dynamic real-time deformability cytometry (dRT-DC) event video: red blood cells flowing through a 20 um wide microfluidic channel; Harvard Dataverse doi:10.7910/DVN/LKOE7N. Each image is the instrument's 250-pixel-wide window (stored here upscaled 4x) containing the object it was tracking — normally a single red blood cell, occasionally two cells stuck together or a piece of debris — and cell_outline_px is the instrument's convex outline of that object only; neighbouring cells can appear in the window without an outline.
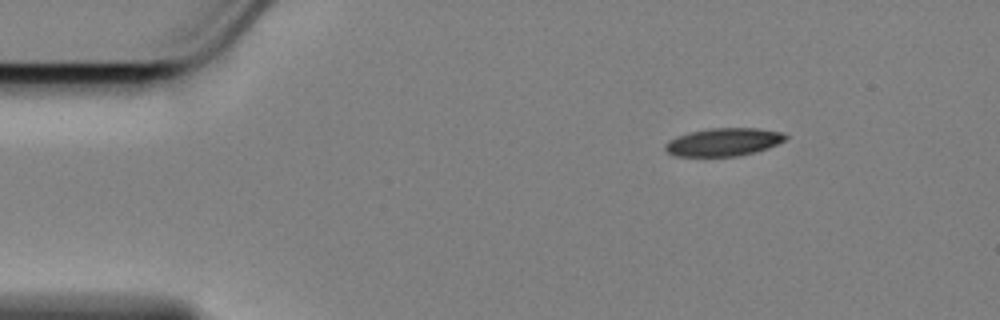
{"species": "Egyptian fruit bat (a non-hibernating species)", "species_latin": "Rousettus aegyptiacus", "temperature_condition": "cold", "stored_images_in_passage": 51, "camera_frame_rate_fps": 3000, "um_per_image_px": 0.085, "animal": {"sex": "female"}, "frame": {"image": 1, "passage_image": 1, "time_ms": 0.0, "image_size_px": [1000, 320], "cell_outline_px": [[788, 136], [784, 140], [768, 148], [756, 152], [736, 156], [676, 156], [668, 152], [664, 148], [664, 144], [668, 140], [676, 136], [688, 132], [712, 128], [760, 128], [784, 132]], "centroid_in_image_um": [61.5, 12.06], "position_along_channel_um": 23.5, "area_um2": 19.71}}
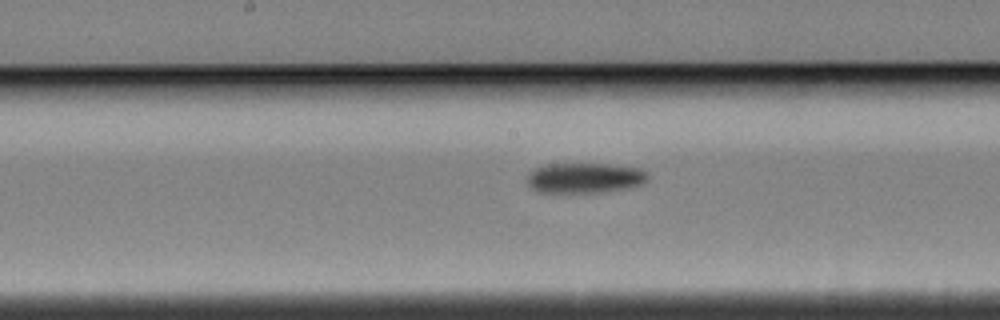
{"frame": {"image": 2, "passage_image": 22, "time_ms": 7.0, "image_size_px": [1000, 320], "cell_outline_px": [[648, 180], [640, 184], [628, 188], [604, 192], [536, 192], [528, 184], [528, 172], [532, 168], [548, 164], [608, 164], [640, 168], [648, 172]], "centroid_in_image_um": [49.7, 15.12], "position_along_channel_um": 198.5, "area_um2": 21.39}}
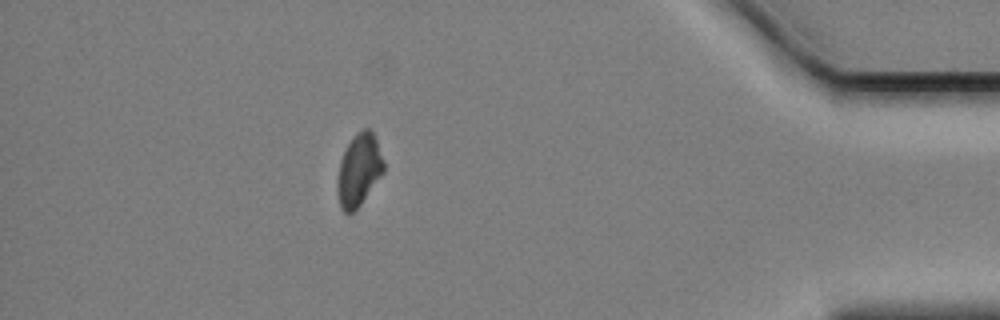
{"frame": {"image": 3, "passage_image": 44, "time_ms": 14.333, "image_size_px": [1000, 320], "cell_outline_px": [[384, 172], [360, 204], [348, 216], [340, 208], [336, 192], [336, 180], [340, 160], [352, 136], [356, 132], [364, 128], [368, 128], [372, 132], [376, 140], [384, 160]], "centroid_in_image_um": [30.48, 14.46], "position_along_channel_um": 404.7, "area_um2": 19.65}, "authors_computed_cell_mechanics": {"area_um2": 20.7502, "velocity_mm_per_s": 3.4401, "shape_relaxation_time_tau1_ms": 3.796, "shape_relaxation_time_tau2_ms": null, "deformation_change_tau1": 0.1244, "deformation_change_tau2": null}}